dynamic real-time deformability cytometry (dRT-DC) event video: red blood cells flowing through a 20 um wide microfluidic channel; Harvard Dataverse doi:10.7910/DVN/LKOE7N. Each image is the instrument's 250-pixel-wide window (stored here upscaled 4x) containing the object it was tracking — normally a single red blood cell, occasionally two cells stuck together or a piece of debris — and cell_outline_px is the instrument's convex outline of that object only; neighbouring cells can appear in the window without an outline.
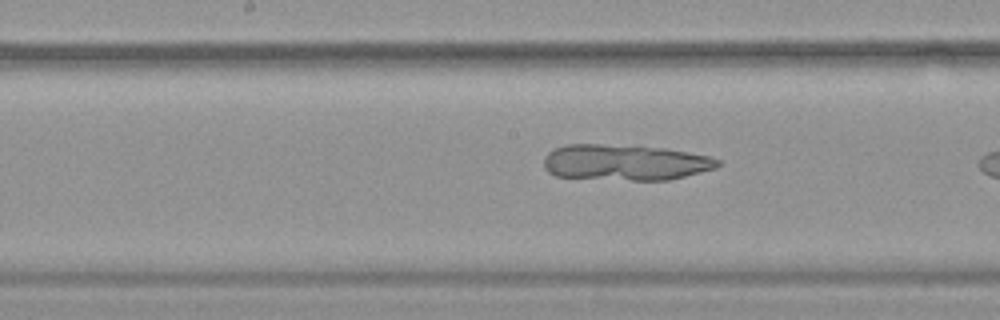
{"species": "common noctule bat (a hibernating species)", "species_latin": "Nyctalus noctula", "temperature_condition": "warm", "stored_images_in_passage": 24, "camera_frame_rate_fps": 3000, "um_per_image_px": 0.085, "animal": {"sex": "female", "body_mass_g": 19.9}, "frame": {"image": 1, "passage_image": 21, "time_ms": 6.667, "image_size_px": [1000, 320], "cell_outline_px": [[720, 164], [716, 168], [668, 180], [632, 180], [556, 176], [548, 172], [544, 168], [544, 156], [548, 152], [556, 148], [568, 144], [600, 144], [668, 148], [708, 156], [720, 160]], "centroid_in_image_um": [53.13, 13.8], "position_along_channel_um": 195.1, "area_um2": 36.24}}